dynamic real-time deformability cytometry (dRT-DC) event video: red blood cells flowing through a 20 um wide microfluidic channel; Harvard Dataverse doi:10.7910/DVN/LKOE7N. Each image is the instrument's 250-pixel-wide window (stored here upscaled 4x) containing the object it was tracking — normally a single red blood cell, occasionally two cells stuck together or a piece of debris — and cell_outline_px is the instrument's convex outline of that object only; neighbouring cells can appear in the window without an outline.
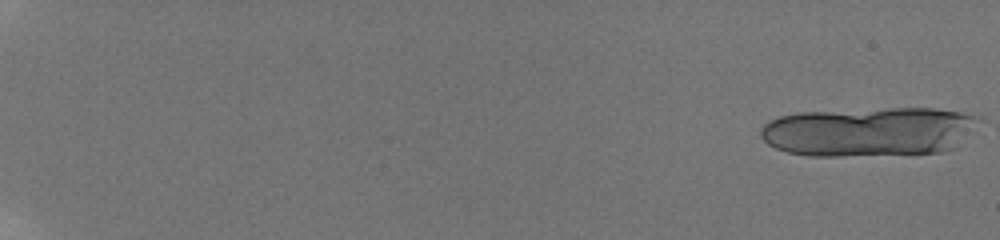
{"species": "human", "species_latin": "Homo sapiens", "temperature_condition": "room temperature", "stored_images_in_passage": 27, "camera_frame_rate_fps": 3000, "um_per_image_px": 0.085, "donor": {"sex": "male"}, "frame": {"image": 1, "passage_image": 1, "time_ms": 0.0, "image_size_px": [1000, 240], "cell_outline_px": [[972, 116], [956, 148], [940, 152], [836, 156], [812, 156], [788, 152], [776, 148], [768, 144], [760, 136], [760, 128], [768, 120], [780, 116], [796, 112], [892, 108], [932, 108], [960, 112]], "centroid_in_image_um": [73.64, 11.19], "position_along_channel_um": 11.4, "area_um2": 61.38}}